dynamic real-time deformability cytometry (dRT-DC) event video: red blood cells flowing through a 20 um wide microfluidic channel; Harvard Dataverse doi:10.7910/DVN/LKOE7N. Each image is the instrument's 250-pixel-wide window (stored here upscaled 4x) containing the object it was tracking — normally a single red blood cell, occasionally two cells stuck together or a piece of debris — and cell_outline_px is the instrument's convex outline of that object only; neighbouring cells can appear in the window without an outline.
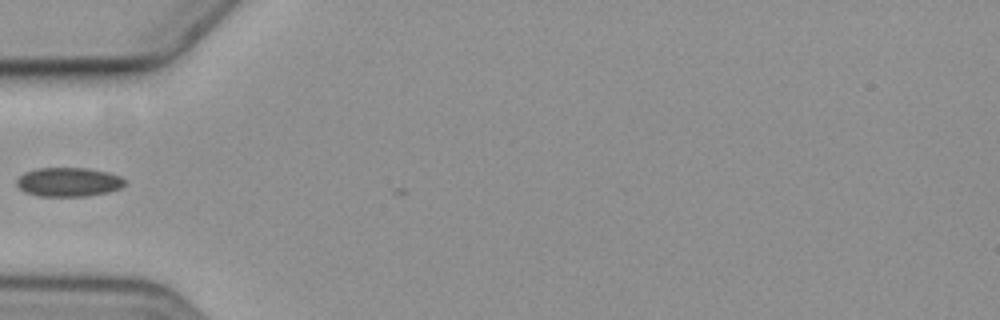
{"species": "common noctule bat (a hibernating species)", "species_latin": "Nyctalus noctula", "temperature_condition": "cold", "stored_images_in_passage": 4, "camera_frame_rate_fps": 3000, "um_per_image_px": 0.085, "animal": {"sex": "female", "body_mass_g": 19.3, "forearm_length_mm": 54.1}, "frame": {"image": 1, "passage_image": 3, "time_ms": 2.333, "image_size_px": [1000, 320], "cell_outline_px": [[124, 184], [120, 188], [108, 192], [88, 196], [40, 196], [24, 192], [16, 184], [16, 180], [24, 172], [36, 168], [88, 168], [108, 172], [120, 176], [124, 180]], "centroid_in_image_um": [5.81, 15.47], "position_along_channel_um": 79.2, "area_um2": 18.32}}
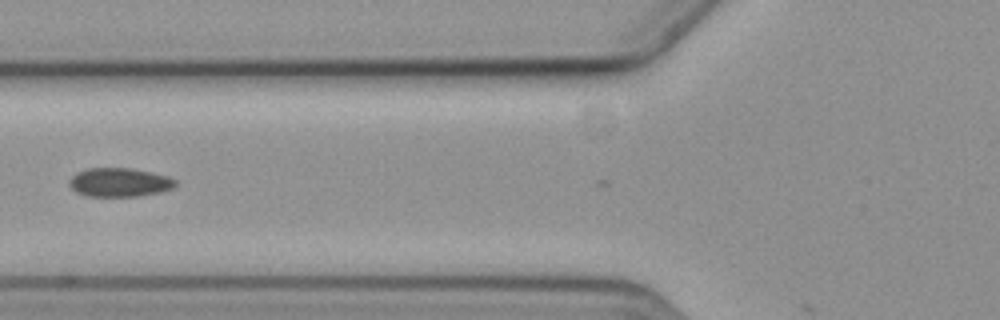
{"frame": {"image": 2, "passage_image": 4, "time_ms": 3.333, "image_size_px": [1000, 320], "cell_outline_px": [[176, 184], [172, 188], [160, 192], [136, 196], [88, 196], [76, 192], [68, 184], [68, 180], [76, 172], [88, 168], [132, 168], [152, 172], [168, 176], [176, 180]], "centroid_in_image_um": [10.13, 15.49], "position_along_channel_um": 115.7, "area_um2": 17.86}}